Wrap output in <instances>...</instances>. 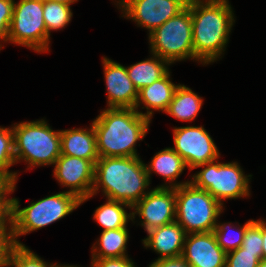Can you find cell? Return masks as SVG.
Masks as SVG:
<instances>
[{
    "mask_svg": "<svg viewBox=\"0 0 266 267\" xmlns=\"http://www.w3.org/2000/svg\"><path fill=\"white\" fill-rule=\"evenodd\" d=\"M195 56L202 64L216 61L226 49L235 22L228 0H191Z\"/></svg>",
    "mask_w": 266,
    "mask_h": 267,
    "instance_id": "6da1fadb",
    "label": "cell"
},
{
    "mask_svg": "<svg viewBox=\"0 0 266 267\" xmlns=\"http://www.w3.org/2000/svg\"><path fill=\"white\" fill-rule=\"evenodd\" d=\"M145 163L139 157H103L95 164L94 184L91 196L96 195L99 188L107 199L120 201L133 207L149 191Z\"/></svg>",
    "mask_w": 266,
    "mask_h": 267,
    "instance_id": "7a4b0ae2",
    "label": "cell"
},
{
    "mask_svg": "<svg viewBox=\"0 0 266 267\" xmlns=\"http://www.w3.org/2000/svg\"><path fill=\"white\" fill-rule=\"evenodd\" d=\"M150 122L133 108L103 110L92 122L99 157H139L135 146L146 136Z\"/></svg>",
    "mask_w": 266,
    "mask_h": 267,
    "instance_id": "3957f363",
    "label": "cell"
},
{
    "mask_svg": "<svg viewBox=\"0 0 266 267\" xmlns=\"http://www.w3.org/2000/svg\"><path fill=\"white\" fill-rule=\"evenodd\" d=\"M19 200L11 197L10 222L16 245H24L17 239L19 236L41 229L70 214L82 203L74 194L68 191L40 199L23 209Z\"/></svg>",
    "mask_w": 266,
    "mask_h": 267,
    "instance_id": "277c9868",
    "label": "cell"
},
{
    "mask_svg": "<svg viewBox=\"0 0 266 267\" xmlns=\"http://www.w3.org/2000/svg\"><path fill=\"white\" fill-rule=\"evenodd\" d=\"M15 160L27 162L28 168L54 165L61 155L60 131L51 129L45 119L12 126Z\"/></svg>",
    "mask_w": 266,
    "mask_h": 267,
    "instance_id": "5b68a950",
    "label": "cell"
},
{
    "mask_svg": "<svg viewBox=\"0 0 266 267\" xmlns=\"http://www.w3.org/2000/svg\"><path fill=\"white\" fill-rule=\"evenodd\" d=\"M148 38L151 54L158 55L169 64L185 59L202 63L193 49L191 1L181 12L153 30Z\"/></svg>",
    "mask_w": 266,
    "mask_h": 267,
    "instance_id": "8992f818",
    "label": "cell"
},
{
    "mask_svg": "<svg viewBox=\"0 0 266 267\" xmlns=\"http://www.w3.org/2000/svg\"><path fill=\"white\" fill-rule=\"evenodd\" d=\"M176 219L187 234L213 232L217 218L223 212L221 205L206 190L191 183L175 188Z\"/></svg>",
    "mask_w": 266,
    "mask_h": 267,
    "instance_id": "52a82bcc",
    "label": "cell"
},
{
    "mask_svg": "<svg viewBox=\"0 0 266 267\" xmlns=\"http://www.w3.org/2000/svg\"><path fill=\"white\" fill-rule=\"evenodd\" d=\"M203 169L192 176L190 183L206 190L221 205L223 200L250 196L249 181L237 162L220 163L217 160L198 166Z\"/></svg>",
    "mask_w": 266,
    "mask_h": 267,
    "instance_id": "ba28073f",
    "label": "cell"
},
{
    "mask_svg": "<svg viewBox=\"0 0 266 267\" xmlns=\"http://www.w3.org/2000/svg\"><path fill=\"white\" fill-rule=\"evenodd\" d=\"M37 53L48 51V32L43 18V0L14 1L8 40Z\"/></svg>",
    "mask_w": 266,
    "mask_h": 267,
    "instance_id": "9c48e42d",
    "label": "cell"
},
{
    "mask_svg": "<svg viewBox=\"0 0 266 267\" xmlns=\"http://www.w3.org/2000/svg\"><path fill=\"white\" fill-rule=\"evenodd\" d=\"M174 148L191 171L219 159V150L203 126L176 127L173 130Z\"/></svg>",
    "mask_w": 266,
    "mask_h": 267,
    "instance_id": "30bf717a",
    "label": "cell"
},
{
    "mask_svg": "<svg viewBox=\"0 0 266 267\" xmlns=\"http://www.w3.org/2000/svg\"><path fill=\"white\" fill-rule=\"evenodd\" d=\"M131 210L132 219L139 215L141 226L147 232L175 222L176 191L171 187H155L151 189Z\"/></svg>",
    "mask_w": 266,
    "mask_h": 267,
    "instance_id": "8fae6325",
    "label": "cell"
},
{
    "mask_svg": "<svg viewBox=\"0 0 266 267\" xmlns=\"http://www.w3.org/2000/svg\"><path fill=\"white\" fill-rule=\"evenodd\" d=\"M188 0H125L119 5L123 17L146 28L149 34L181 12Z\"/></svg>",
    "mask_w": 266,
    "mask_h": 267,
    "instance_id": "7c38bea8",
    "label": "cell"
},
{
    "mask_svg": "<svg viewBox=\"0 0 266 267\" xmlns=\"http://www.w3.org/2000/svg\"><path fill=\"white\" fill-rule=\"evenodd\" d=\"M54 177L69 193L80 200L90 197L94 184L95 165L87 159L60 155L54 164Z\"/></svg>",
    "mask_w": 266,
    "mask_h": 267,
    "instance_id": "4fadbf2b",
    "label": "cell"
},
{
    "mask_svg": "<svg viewBox=\"0 0 266 267\" xmlns=\"http://www.w3.org/2000/svg\"><path fill=\"white\" fill-rule=\"evenodd\" d=\"M226 254L213 232H200L186 235L181 256L191 267H226Z\"/></svg>",
    "mask_w": 266,
    "mask_h": 267,
    "instance_id": "5bb4252c",
    "label": "cell"
},
{
    "mask_svg": "<svg viewBox=\"0 0 266 267\" xmlns=\"http://www.w3.org/2000/svg\"><path fill=\"white\" fill-rule=\"evenodd\" d=\"M107 90L108 108H133L138 90L128 76L125 66L104 57L102 59Z\"/></svg>",
    "mask_w": 266,
    "mask_h": 267,
    "instance_id": "9a60e30c",
    "label": "cell"
},
{
    "mask_svg": "<svg viewBox=\"0 0 266 267\" xmlns=\"http://www.w3.org/2000/svg\"><path fill=\"white\" fill-rule=\"evenodd\" d=\"M147 238L142 239L144 247L151 248L160 257L175 258L180 257L187 233L176 221L147 232Z\"/></svg>",
    "mask_w": 266,
    "mask_h": 267,
    "instance_id": "2e32d148",
    "label": "cell"
},
{
    "mask_svg": "<svg viewBox=\"0 0 266 267\" xmlns=\"http://www.w3.org/2000/svg\"><path fill=\"white\" fill-rule=\"evenodd\" d=\"M170 72L168 71L162 78L154 81L150 86L143 87L138 91V98L135 104L136 111L151 120L153 110L165 112L172 101L174 92L178 85L170 81ZM144 104L147 112H139L138 107Z\"/></svg>",
    "mask_w": 266,
    "mask_h": 267,
    "instance_id": "e0dca14e",
    "label": "cell"
},
{
    "mask_svg": "<svg viewBox=\"0 0 266 267\" xmlns=\"http://www.w3.org/2000/svg\"><path fill=\"white\" fill-rule=\"evenodd\" d=\"M90 129L73 128L60 131L61 155L90 160L94 165L100 158L93 124Z\"/></svg>",
    "mask_w": 266,
    "mask_h": 267,
    "instance_id": "ac0fdd59",
    "label": "cell"
},
{
    "mask_svg": "<svg viewBox=\"0 0 266 267\" xmlns=\"http://www.w3.org/2000/svg\"><path fill=\"white\" fill-rule=\"evenodd\" d=\"M148 178L150 181V176L154 172L163 177V179L169 181V185L167 183L157 186V187H171L176 188L181 185H185L190 183V181L186 182H178L176 181L178 176L183 173V170L187 168V165L184 159L178 155L172 148H165L154 155L149 165L145 164Z\"/></svg>",
    "mask_w": 266,
    "mask_h": 267,
    "instance_id": "d6986e66",
    "label": "cell"
},
{
    "mask_svg": "<svg viewBox=\"0 0 266 267\" xmlns=\"http://www.w3.org/2000/svg\"><path fill=\"white\" fill-rule=\"evenodd\" d=\"M203 104V98L185 85L178 84L165 113L181 121L194 120Z\"/></svg>",
    "mask_w": 266,
    "mask_h": 267,
    "instance_id": "ffe728a7",
    "label": "cell"
},
{
    "mask_svg": "<svg viewBox=\"0 0 266 267\" xmlns=\"http://www.w3.org/2000/svg\"><path fill=\"white\" fill-rule=\"evenodd\" d=\"M152 55L151 58L126 67L128 76L138 91L143 87L150 86L169 71L168 65L170 64L167 61L158 55Z\"/></svg>",
    "mask_w": 266,
    "mask_h": 267,
    "instance_id": "44dd1931",
    "label": "cell"
},
{
    "mask_svg": "<svg viewBox=\"0 0 266 267\" xmlns=\"http://www.w3.org/2000/svg\"><path fill=\"white\" fill-rule=\"evenodd\" d=\"M129 238L127 227L102 231L98 246H92V258H116L128 256L126 245Z\"/></svg>",
    "mask_w": 266,
    "mask_h": 267,
    "instance_id": "7402d4cb",
    "label": "cell"
},
{
    "mask_svg": "<svg viewBox=\"0 0 266 267\" xmlns=\"http://www.w3.org/2000/svg\"><path fill=\"white\" fill-rule=\"evenodd\" d=\"M125 208L132 209L128 204L107 199L105 204L95 210L93 219L102 226L103 231L126 227L128 221L133 219L132 213L128 214Z\"/></svg>",
    "mask_w": 266,
    "mask_h": 267,
    "instance_id": "603a6c76",
    "label": "cell"
},
{
    "mask_svg": "<svg viewBox=\"0 0 266 267\" xmlns=\"http://www.w3.org/2000/svg\"><path fill=\"white\" fill-rule=\"evenodd\" d=\"M70 7L62 3L43 0V18L48 32V51L51 30L63 29L71 21L73 12Z\"/></svg>",
    "mask_w": 266,
    "mask_h": 267,
    "instance_id": "cb8c5ba5",
    "label": "cell"
},
{
    "mask_svg": "<svg viewBox=\"0 0 266 267\" xmlns=\"http://www.w3.org/2000/svg\"><path fill=\"white\" fill-rule=\"evenodd\" d=\"M16 163L14 153V134L12 127L0 126V175L7 177L13 184L17 182V172L9 168Z\"/></svg>",
    "mask_w": 266,
    "mask_h": 267,
    "instance_id": "d4e9b609",
    "label": "cell"
},
{
    "mask_svg": "<svg viewBox=\"0 0 266 267\" xmlns=\"http://www.w3.org/2000/svg\"><path fill=\"white\" fill-rule=\"evenodd\" d=\"M254 220H249L246 222L243 226H234L230 222L228 223H218L216 224V227L213 230V233L215 235L217 244L227 253L232 250H236L239 247H241L243 238L246 232L247 227L253 222ZM236 231H232L233 234L229 232V229ZM235 232V233H234ZM230 233V235H229ZM235 234V235H234Z\"/></svg>",
    "mask_w": 266,
    "mask_h": 267,
    "instance_id": "484cf974",
    "label": "cell"
},
{
    "mask_svg": "<svg viewBox=\"0 0 266 267\" xmlns=\"http://www.w3.org/2000/svg\"><path fill=\"white\" fill-rule=\"evenodd\" d=\"M57 267L56 264H49L25 245H16L9 257L7 267Z\"/></svg>",
    "mask_w": 266,
    "mask_h": 267,
    "instance_id": "4316f807",
    "label": "cell"
},
{
    "mask_svg": "<svg viewBox=\"0 0 266 267\" xmlns=\"http://www.w3.org/2000/svg\"><path fill=\"white\" fill-rule=\"evenodd\" d=\"M262 220H254L246 229L241 248L262 257Z\"/></svg>",
    "mask_w": 266,
    "mask_h": 267,
    "instance_id": "83f0119b",
    "label": "cell"
},
{
    "mask_svg": "<svg viewBox=\"0 0 266 267\" xmlns=\"http://www.w3.org/2000/svg\"><path fill=\"white\" fill-rule=\"evenodd\" d=\"M262 257L258 253L245 252L241 247L227 252L226 267H256Z\"/></svg>",
    "mask_w": 266,
    "mask_h": 267,
    "instance_id": "f1b7e54d",
    "label": "cell"
},
{
    "mask_svg": "<svg viewBox=\"0 0 266 267\" xmlns=\"http://www.w3.org/2000/svg\"><path fill=\"white\" fill-rule=\"evenodd\" d=\"M16 246L11 222L0 230V267H7L10 254Z\"/></svg>",
    "mask_w": 266,
    "mask_h": 267,
    "instance_id": "f546056e",
    "label": "cell"
},
{
    "mask_svg": "<svg viewBox=\"0 0 266 267\" xmlns=\"http://www.w3.org/2000/svg\"><path fill=\"white\" fill-rule=\"evenodd\" d=\"M15 0H0V40L7 42ZM3 46L0 44V49Z\"/></svg>",
    "mask_w": 266,
    "mask_h": 267,
    "instance_id": "4dcf8cb0",
    "label": "cell"
},
{
    "mask_svg": "<svg viewBox=\"0 0 266 267\" xmlns=\"http://www.w3.org/2000/svg\"><path fill=\"white\" fill-rule=\"evenodd\" d=\"M91 267H135L134 262L128 257L92 258Z\"/></svg>",
    "mask_w": 266,
    "mask_h": 267,
    "instance_id": "1f68e13d",
    "label": "cell"
},
{
    "mask_svg": "<svg viewBox=\"0 0 266 267\" xmlns=\"http://www.w3.org/2000/svg\"><path fill=\"white\" fill-rule=\"evenodd\" d=\"M16 183L13 184L7 177L0 175V206H11V198L7 194L14 192Z\"/></svg>",
    "mask_w": 266,
    "mask_h": 267,
    "instance_id": "d6a6232c",
    "label": "cell"
},
{
    "mask_svg": "<svg viewBox=\"0 0 266 267\" xmlns=\"http://www.w3.org/2000/svg\"><path fill=\"white\" fill-rule=\"evenodd\" d=\"M149 267H191L185 259L180 257L155 259Z\"/></svg>",
    "mask_w": 266,
    "mask_h": 267,
    "instance_id": "836d02e7",
    "label": "cell"
},
{
    "mask_svg": "<svg viewBox=\"0 0 266 267\" xmlns=\"http://www.w3.org/2000/svg\"><path fill=\"white\" fill-rule=\"evenodd\" d=\"M11 206H0V230H3L10 223Z\"/></svg>",
    "mask_w": 266,
    "mask_h": 267,
    "instance_id": "e575fe53",
    "label": "cell"
},
{
    "mask_svg": "<svg viewBox=\"0 0 266 267\" xmlns=\"http://www.w3.org/2000/svg\"><path fill=\"white\" fill-rule=\"evenodd\" d=\"M262 258L266 259V222L262 220Z\"/></svg>",
    "mask_w": 266,
    "mask_h": 267,
    "instance_id": "d590c367",
    "label": "cell"
},
{
    "mask_svg": "<svg viewBox=\"0 0 266 267\" xmlns=\"http://www.w3.org/2000/svg\"><path fill=\"white\" fill-rule=\"evenodd\" d=\"M48 1L58 2L70 6L72 3L77 2L78 0H48Z\"/></svg>",
    "mask_w": 266,
    "mask_h": 267,
    "instance_id": "8d00e7d4",
    "label": "cell"
},
{
    "mask_svg": "<svg viewBox=\"0 0 266 267\" xmlns=\"http://www.w3.org/2000/svg\"><path fill=\"white\" fill-rule=\"evenodd\" d=\"M256 267H266V259L262 258Z\"/></svg>",
    "mask_w": 266,
    "mask_h": 267,
    "instance_id": "74e56055",
    "label": "cell"
},
{
    "mask_svg": "<svg viewBox=\"0 0 266 267\" xmlns=\"http://www.w3.org/2000/svg\"><path fill=\"white\" fill-rule=\"evenodd\" d=\"M57 267H78V266H76V265H59L58 264V266Z\"/></svg>",
    "mask_w": 266,
    "mask_h": 267,
    "instance_id": "f35d334b",
    "label": "cell"
},
{
    "mask_svg": "<svg viewBox=\"0 0 266 267\" xmlns=\"http://www.w3.org/2000/svg\"><path fill=\"white\" fill-rule=\"evenodd\" d=\"M125 0H118L117 1V5H120L121 3H123Z\"/></svg>",
    "mask_w": 266,
    "mask_h": 267,
    "instance_id": "ab89813d",
    "label": "cell"
}]
</instances>
